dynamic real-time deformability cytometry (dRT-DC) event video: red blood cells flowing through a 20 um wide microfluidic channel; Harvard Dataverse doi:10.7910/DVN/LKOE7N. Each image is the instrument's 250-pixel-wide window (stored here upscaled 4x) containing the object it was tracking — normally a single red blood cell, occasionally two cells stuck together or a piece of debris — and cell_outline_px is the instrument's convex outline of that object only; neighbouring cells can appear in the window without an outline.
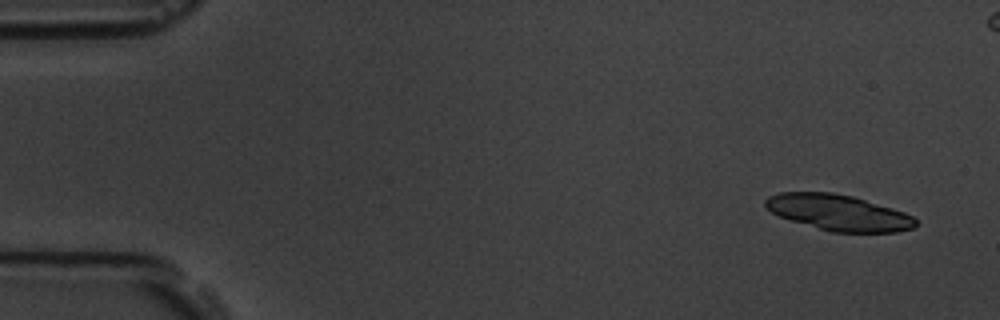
{"species": "common noctule bat (a hibernating species)", "species_latin": "Nyctalus noctula", "temperature_condition": "room temperature", "stored_images_in_passage": 5, "camera_frame_rate_fps": 3000, "um_per_image_px": 0.085, "animal": {"sex": "male", "body_mass_g": 19.5, "forearm_length_mm": 54.6}, "frame": {"image": 1, "passage_image": 1, "time_ms": 0.0, "image_size_px": [1000, 320], "cell_outline_px": [[916, 224], [912, 228], [896, 232], [832, 232], [792, 220], [780, 216], [772, 212], [764, 204], [764, 200], [768, 196], [780, 192], [832, 192], [852, 196], [892, 208], [904, 212], [912, 216], [916, 220]], "centroid_in_image_um": [71.26, 18.06], "position_along_channel_um": 13.7, "area_um2": 31.04}}